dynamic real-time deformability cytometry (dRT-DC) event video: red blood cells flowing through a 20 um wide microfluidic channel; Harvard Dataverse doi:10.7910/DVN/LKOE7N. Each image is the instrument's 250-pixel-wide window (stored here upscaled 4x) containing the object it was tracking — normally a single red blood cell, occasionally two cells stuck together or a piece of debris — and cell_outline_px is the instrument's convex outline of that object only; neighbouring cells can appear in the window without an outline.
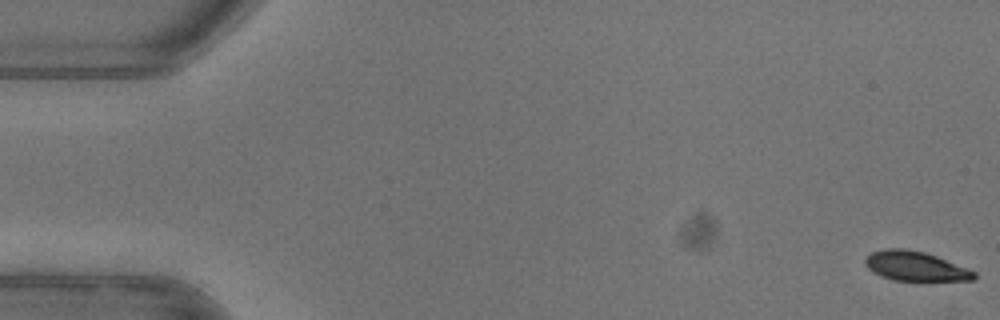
{"species": "common noctule bat (a hibernating species)", "species_latin": "Nyctalus noctula", "temperature_condition": "warm", "stored_images_in_passage": 51, "camera_frame_rate_fps": 3000, "um_per_image_px": 0.085, "animal": {"sex": "female"}, "frame": {"image": 1, "passage_image": 1, "time_ms": 0.0, "image_size_px": [1000, 320], "cell_outline_px": [[976, 276], [972, 280], [892, 280], [880, 276], [872, 272], [864, 264], [864, 260], [872, 252], [884, 248], [904, 248], [924, 252], [936, 256], [976, 272]], "centroid_in_image_um": [77.74, 22.61], "position_along_channel_um": 7.3, "area_um2": 18.55}}
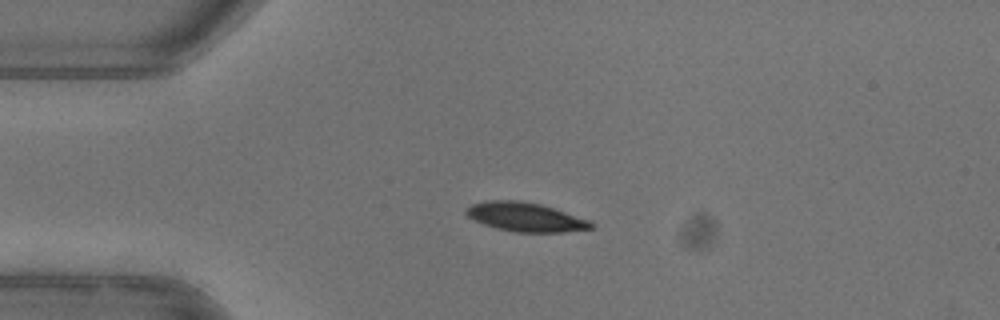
{"frame": {"image": 2, "passage_image": 13, "time_ms": 4.0, "image_size_px": [1000, 320], "cell_outline_px": [[592, 228], [564, 232], [516, 232], [496, 228], [484, 224], [468, 216], [464, 212], [464, 208], [472, 204], [484, 200], [520, 200], [540, 204], [592, 220]], "centroid_in_image_um": [44.65, 18.43], "position_along_channel_um": 40.4, "area_um2": 21.15}}
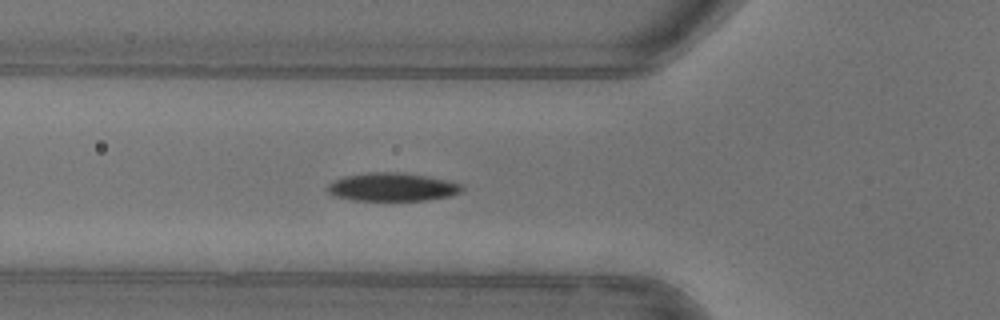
{"frame": {"image": 3, "passage_image": 19, "time_ms": 6.0, "image_size_px": [1000, 320], "cell_outline_px": [[464, 188], [460, 192], [448, 196], [428, 200], [352, 200], [332, 196], [328, 192], [328, 184], [332, 180], [344, 176], [368, 172], [396, 172], [424, 176], [448, 180], [464, 184]], "centroid_in_image_um": [33.31, 15.89], "position_along_channel_um": 92.5, "area_um2": 22.2}, "authors_computed_cell_mechanics": {"area_um2": 21.6172, "velocity_mm_per_s": 3.9662, "shape_relaxation_time_tau1_ms": 2.6463, "shape_relaxation_time_tau2_ms": null, "deformation_change_tau1": 0.1396, "deformation_change_tau2": null}}